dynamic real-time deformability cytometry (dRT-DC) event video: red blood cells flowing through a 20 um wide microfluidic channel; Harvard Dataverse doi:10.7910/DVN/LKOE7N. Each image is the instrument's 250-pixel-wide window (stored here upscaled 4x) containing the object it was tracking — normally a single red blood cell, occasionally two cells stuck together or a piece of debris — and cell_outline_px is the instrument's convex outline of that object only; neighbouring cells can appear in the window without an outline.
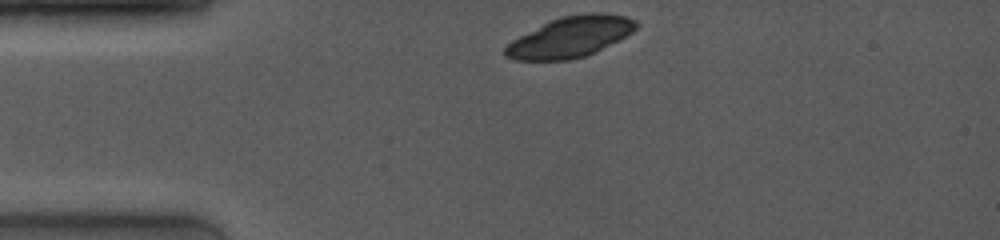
{"species": "common noctule bat (a hibernating species)", "species_latin": "Nyctalus noctula", "temperature_condition": "room temperature", "stored_images_in_passage": 6, "camera_frame_rate_fps": 4000, "um_per_image_px": 0.085, "animal": {"sex": "female", "body_mass_g": 19.0, "forearm_length_mm": 53.3}, "frame": {"image": 1, "passage_image": 1, "time_ms": 0.0, "image_size_px": [1000, 240], "cell_outline_px": [[640, 24], [632, 32], [584, 56], [568, 60], [516, 60], [504, 56], [500, 52], [512, 40], [560, 16], [588, 12], [604, 12], [624, 16], [636, 20]], "centroid_in_image_um": [48.45, 3.13], "position_along_channel_um": 36.5, "area_um2": 30.58}}